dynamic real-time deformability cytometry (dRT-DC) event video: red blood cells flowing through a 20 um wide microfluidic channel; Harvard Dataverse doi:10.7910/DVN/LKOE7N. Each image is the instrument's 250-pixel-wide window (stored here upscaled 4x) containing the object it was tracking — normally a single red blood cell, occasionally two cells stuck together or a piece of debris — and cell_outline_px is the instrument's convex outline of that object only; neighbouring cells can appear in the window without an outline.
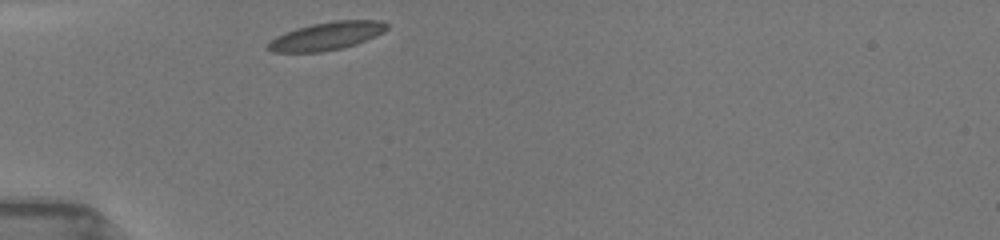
{"species": "common noctule bat (a hibernating species)", "species_latin": "Nyctalus noctula", "temperature_condition": "room temperature", "stored_images_in_passage": 1, "camera_frame_rate_fps": 3000, "um_per_image_px": 0.085, "animal": {"sex": "female", "body_mass_g": 19.5, "forearm_length_mm": 54.1}, "frame": {"image": 1, "passage_image": 1, "time_ms": 0.0, "image_size_px": [1000, 240], "cell_outline_px": [[388, 28], [384, 32], [376, 36], [356, 44], [344, 48], [320, 52], [272, 52], [264, 48], [276, 36], [284, 32], [296, 28], [312, 24], [336, 20], [380, 20], [388, 24]], "centroid_in_image_um": [27.76, 3.06], "position_along_channel_um": 57.2, "area_um2": 19.54}}